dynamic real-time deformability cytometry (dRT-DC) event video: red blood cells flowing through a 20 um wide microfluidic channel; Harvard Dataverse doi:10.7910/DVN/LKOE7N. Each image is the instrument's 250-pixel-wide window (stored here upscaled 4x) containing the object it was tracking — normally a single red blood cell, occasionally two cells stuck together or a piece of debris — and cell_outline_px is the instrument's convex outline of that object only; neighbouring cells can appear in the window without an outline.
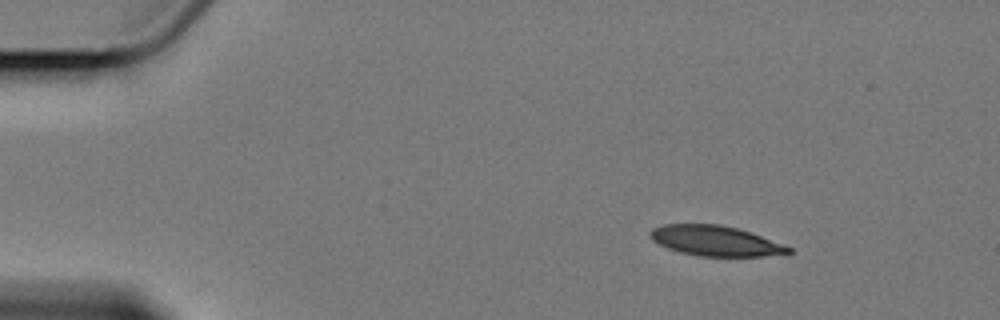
{"species": "Egyptian fruit bat (a non-hibernating species)", "species_latin": "Rousettus aegyptiacus", "temperature_condition": "cold", "stored_images_in_passage": 3, "camera_frame_rate_fps": 3000, "um_per_image_px": 0.085, "animal": {"sex": "female"}, "frame": {"image": 1, "passage_image": 1, "time_ms": 0.0, "image_size_px": [1000, 320], "cell_outline_px": [[792, 252], [788, 256], [700, 256], [680, 252], [668, 248], [652, 240], [648, 236], [648, 232], [652, 228], [664, 224], [720, 224], [736, 228], [760, 236], [792, 248]], "centroid_in_image_um": [60.81, 20.48], "position_along_channel_um": 24.2, "area_um2": 24.39}}